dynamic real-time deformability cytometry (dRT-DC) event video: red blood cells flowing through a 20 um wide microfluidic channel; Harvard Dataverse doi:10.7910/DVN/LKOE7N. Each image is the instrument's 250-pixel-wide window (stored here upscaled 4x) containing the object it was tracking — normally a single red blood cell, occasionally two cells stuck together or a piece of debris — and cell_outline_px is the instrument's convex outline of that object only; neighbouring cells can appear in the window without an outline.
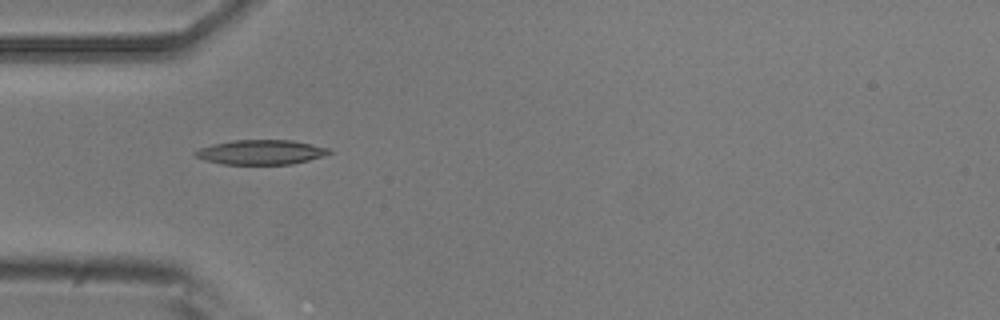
{"species": "common noctule bat (a hibernating species)", "species_latin": "Nyctalus noctula", "temperature_condition": "room temperature", "stored_images_in_passage": 3, "camera_frame_rate_fps": 3000, "um_per_image_px": 0.085, "animal": {"sex": "male", "body_mass_g": 20.5, "forearm_length_mm": 52.5}, "frame": {"image": 1, "passage_image": 3, "time_ms": 2.333, "image_size_px": [1000, 320], "cell_outline_px": [[332, 152], [324, 156], [292, 164], [220, 164], [204, 160], [196, 156], [192, 152], [200, 148], [212, 144], [232, 140], [292, 140], [328, 148]], "centroid_in_image_um": [22.15, 12.93], "position_along_channel_um": 62.9, "area_um2": 19.19}}